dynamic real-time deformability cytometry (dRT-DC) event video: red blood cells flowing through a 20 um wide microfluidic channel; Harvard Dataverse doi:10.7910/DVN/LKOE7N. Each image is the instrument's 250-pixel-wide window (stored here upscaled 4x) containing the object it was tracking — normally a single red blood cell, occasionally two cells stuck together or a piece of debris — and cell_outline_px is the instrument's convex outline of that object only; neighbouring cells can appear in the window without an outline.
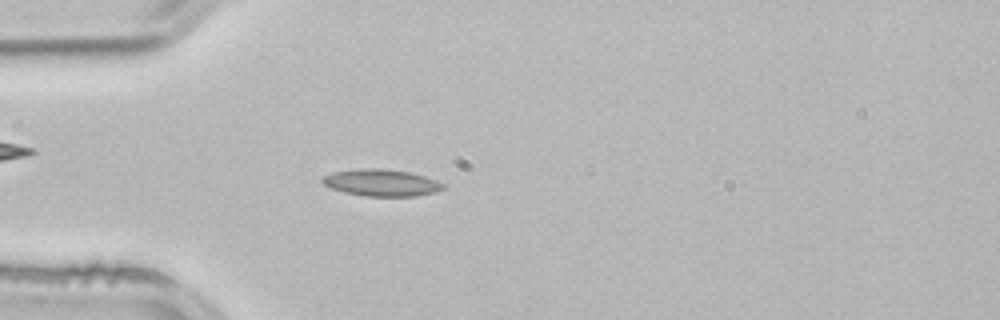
{"species": "common noctule bat (a hibernating species)", "species_latin": "Nyctalus noctula", "temperature_condition": "room temperature", "stored_images_in_passage": 3, "camera_frame_rate_fps": 3000, "um_per_image_px": 0.085, "animal": {"sex": "male", "body_mass_g": 21.5, "forearm_length_mm": 52.0}, "frame": {"image": 1, "passage_image": 3, "time_ms": 0.667, "image_size_px": [1000, 320], "cell_outline_px": [[444, 188], [436, 192], [416, 196], [364, 196], [344, 192], [332, 188], [324, 184], [320, 180], [324, 176], [332, 172], [360, 168], [380, 168], [408, 172], [424, 176], [436, 180], [444, 184]], "centroid_in_image_um": [32.41, 15.53], "position_along_channel_um": 52.6, "area_um2": 18.84}}